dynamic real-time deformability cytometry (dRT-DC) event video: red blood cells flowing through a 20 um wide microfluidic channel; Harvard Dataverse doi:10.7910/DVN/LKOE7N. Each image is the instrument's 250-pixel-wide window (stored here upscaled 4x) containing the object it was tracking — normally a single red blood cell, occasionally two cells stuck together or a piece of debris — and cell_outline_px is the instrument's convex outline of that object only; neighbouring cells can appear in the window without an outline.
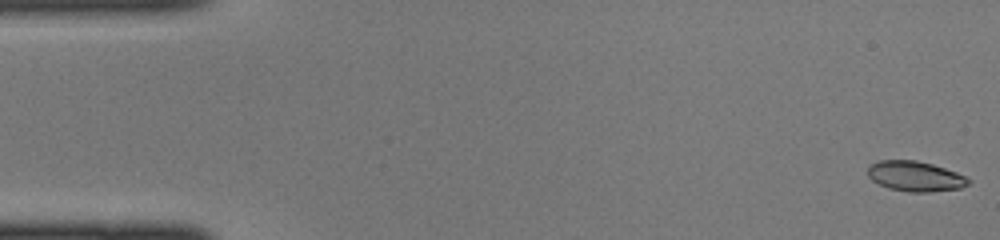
{"species": "common noctule bat (a hibernating species)", "species_latin": "Nyctalus noctula", "temperature_condition": "cold", "stored_images_in_passage": 44, "camera_frame_rate_fps": 3000, "um_per_image_px": 0.085, "animal": {"sex": "female", "body_mass_g": 22.0, "forearm_length_mm": 56.7}, "frame": {"image": 1, "passage_image": 1, "time_ms": 0.0, "image_size_px": [1000, 240], "cell_outline_px": [[972, 180], [968, 184], [960, 188], [928, 192], [908, 192], [888, 188], [872, 180], [868, 176], [868, 164], [876, 160], [916, 160], [932, 164], [956, 172]], "centroid_in_image_um": [77.76, 14.97], "position_along_channel_um": 7.2, "area_um2": 17.74}}
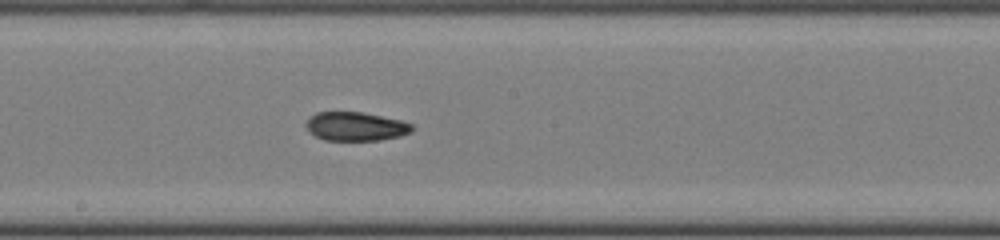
{"frame": {"image": 2, "passage_image": 24, "time_ms": 7.667, "image_size_px": [1000, 240], "cell_outline_px": [[412, 132], [400, 136], [380, 140], [324, 140], [308, 132], [304, 124], [316, 112], [360, 112], [400, 120], [412, 124]], "centroid_in_image_um": [30.21, 10.75], "position_along_channel_um": 218.0, "area_um2": 17.69}}
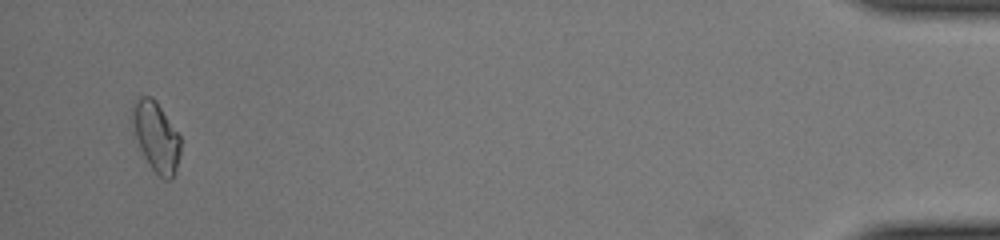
{"frame": {"image": 3, "passage_image": 43, "time_ms": 14.0, "image_size_px": [1000, 240], "cell_outline_px": [[180, 152], [176, 168], [172, 180], [164, 180], [152, 168], [144, 156], [132, 132], [132, 100], [140, 96], [152, 96], [156, 100], [180, 136]], "centroid_in_image_um": [13.24, 11.58], "position_along_channel_um": 422.0, "area_um2": 19.71}}